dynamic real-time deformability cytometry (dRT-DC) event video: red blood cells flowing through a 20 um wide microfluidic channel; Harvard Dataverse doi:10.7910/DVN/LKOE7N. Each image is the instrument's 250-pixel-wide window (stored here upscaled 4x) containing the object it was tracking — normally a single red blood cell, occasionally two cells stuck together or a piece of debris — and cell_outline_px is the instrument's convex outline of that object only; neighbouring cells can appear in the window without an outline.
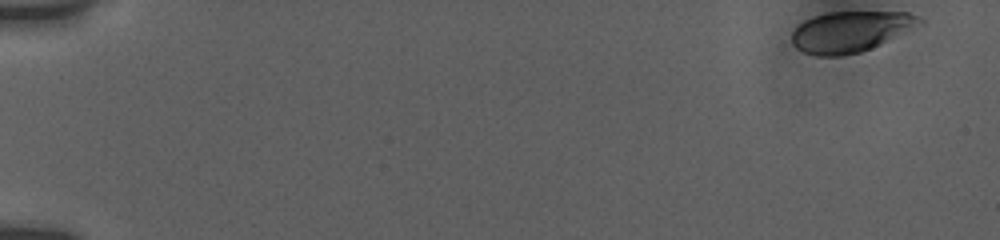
{"species": "human", "species_latin": "Homo sapiens", "temperature_condition": "room temperature", "stored_images_in_passage": 19, "camera_frame_rate_fps": 3000, "um_per_image_px": 0.085, "donor": {"sex": "female"}, "frame": {"image": 1, "passage_image": 1, "time_ms": 0.0, "image_size_px": [1000, 240], "cell_outline_px": [[924, 24], [872, 48], [860, 52], [840, 56], [816, 56], [804, 52], [796, 48], [792, 44], [792, 32], [804, 20], [828, 12], [908, 12], [920, 16], [924, 20]], "centroid_in_image_um": [72.34, 2.68], "position_along_channel_um": 12.7, "area_um2": 30.58}}
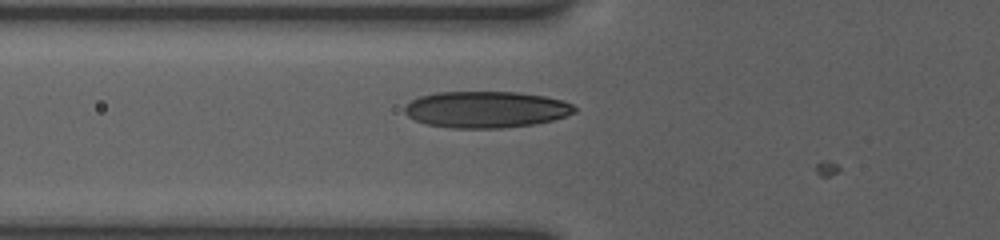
{"frame": {"image": 2, "passage_image": 14, "time_ms": 6.333, "image_size_px": [1000, 240], "cell_outline_px": [[576, 112], [552, 120], [536, 124], [504, 128], [452, 128], [428, 124], [416, 120], [408, 116], [404, 112], [404, 108], [412, 100], [420, 96], [436, 92], [516, 92], [544, 96], [564, 100], [572, 104], [576, 108]], "centroid_in_image_um": [41.34, 9.3], "position_along_channel_um": 84.5, "area_um2": 36.13}}
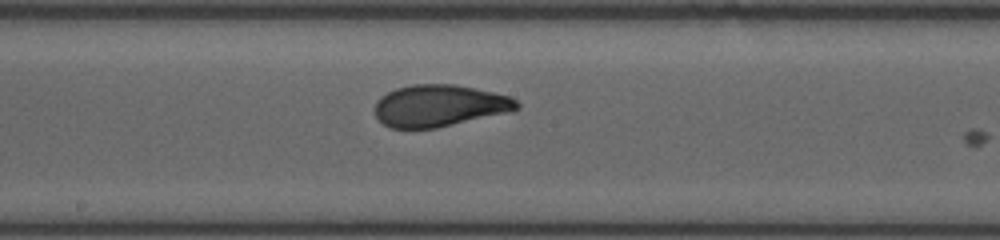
{"frame": {"image": 3, "passage_image": 19, "time_ms": 9.667, "image_size_px": [1000, 240], "cell_outline_px": [[520, 108], [512, 112], [436, 128], [392, 128], [384, 124], [376, 116], [376, 100], [380, 96], [396, 88], [412, 84], [456, 84], [492, 92], [508, 96], [516, 100], [520, 104]], "centroid_in_image_um": [37.37, 8.98], "position_along_channel_um": 210.8, "area_um2": 34.68}}